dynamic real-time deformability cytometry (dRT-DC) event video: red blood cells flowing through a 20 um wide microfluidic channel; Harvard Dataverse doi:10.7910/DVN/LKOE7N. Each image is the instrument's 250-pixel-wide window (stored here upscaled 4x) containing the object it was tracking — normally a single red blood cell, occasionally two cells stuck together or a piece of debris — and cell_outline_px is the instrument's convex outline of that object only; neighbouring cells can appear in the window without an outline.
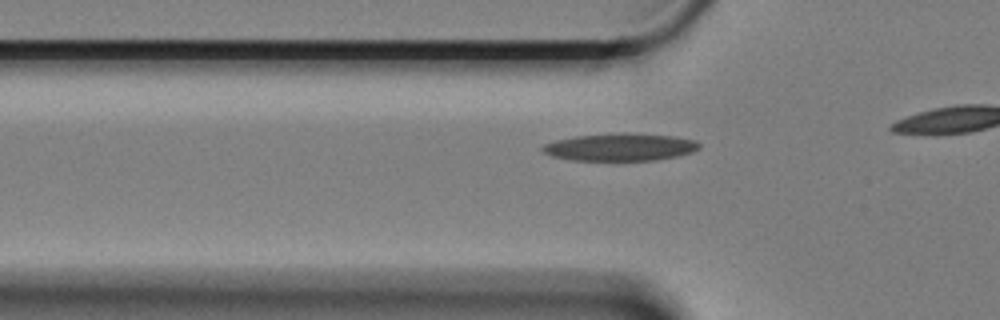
{"species": "Egyptian fruit bat (a non-hibernating species)", "species_latin": "Rousettus aegyptiacus", "temperature_condition": "cold", "stored_images_in_passage": 10, "camera_frame_rate_fps": 3000, "um_per_image_px": 0.085, "animal": {"sex": "female"}, "frame": {"image": 1, "passage_image": 4, "time_ms": 1.0, "image_size_px": [1000, 320], "cell_outline_px": [[700, 148], [692, 152], [676, 156], [656, 160], [572, 160], [552, 156], [544, 152], [540, 148], [544, 144], [556, 140], [576, 136], [624, 132], [628, 132], [672, 136], [696, 140], [700, 144]], "centroid_in_image_um": [52.73, 12.49], "position_along_channel_um": 73.1, "area_um2": 25.09}}
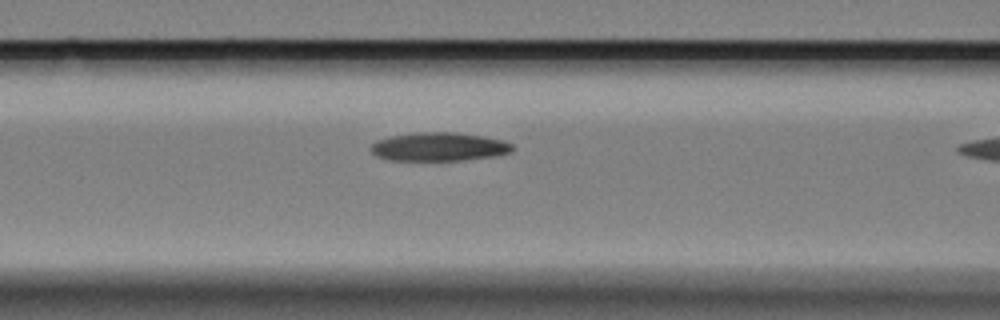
{"frame": {"image": 2, "passage_image": 9, "time_ms": 2.667, "image_size_px": [1000, 320], "cell_outline_px": [[512, 152], [496, 156], [464, 160], [388, 160], [376, 156], [368, 148], [376, 140], [392, 136], [416, 132], [456, 132], [484, 136], [504, 140], [512, 144]], "centroid_in_image_um": [37.31, 12.47], "position_along_channel_um": 129.3, "area_um2": 23.76}}